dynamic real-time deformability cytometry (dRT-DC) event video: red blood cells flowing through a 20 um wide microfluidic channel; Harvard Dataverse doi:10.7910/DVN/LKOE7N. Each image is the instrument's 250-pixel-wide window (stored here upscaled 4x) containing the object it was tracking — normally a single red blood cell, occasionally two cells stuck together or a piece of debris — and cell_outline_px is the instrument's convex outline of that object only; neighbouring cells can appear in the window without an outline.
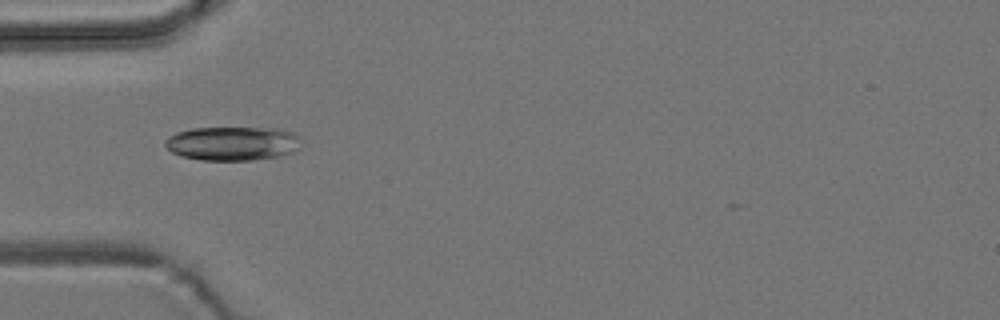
{"species": "common noctule bat (a hibernating species)", "species_latin": "Nyctalus noctula", "temperature_condition": "room temperature", "stored_images_in_passage": 5, "camera_frame_rate_fps": 3000, "um_per_image_px": 0.085, "animal": {"sex": "male", "body_mass_g": 19.2, "forearm_length_mm": 51.8}, "frame": {"image": 1, "passage_image": 3, "time_ms": 0.667, "image_size_px": [1000, 320], "cell_outline_px": [[296, 148], [292, 152], [280, 156], [252, 160], [204, 160], [180, 156], [172, 152], [164, 144], [164, 140], [168, 136], [176, 132], [192, 128], [280, 128], [292, 132], [296, 136]], "centroid_in_image_um": [19.68, 12.19], "position_along_channel_um": 65.3, "area_um2": 26.7}}
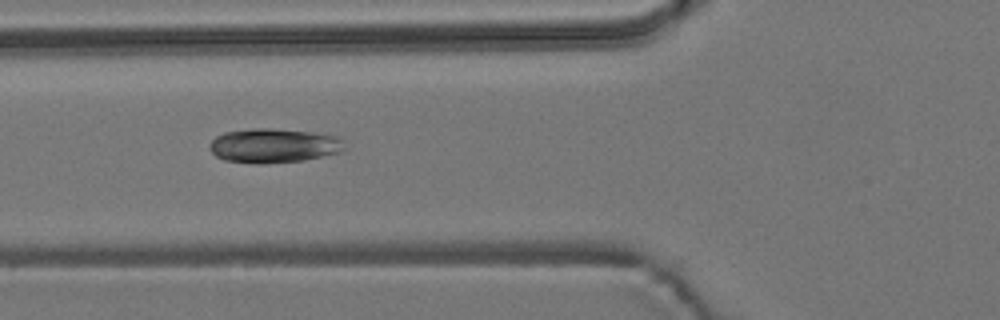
{"frame": {"image": 2, "passage_image": 4, "time_ms": 1.0, "image_size_px": [1000, 320], "cell_outline_px": [[344, 148], [340, 152], [304, 160], [264, 164], [256, 164], [224, 160], [216, 156], [208, 148], [208, 144], [216, 136], [224, 132], [252, 128], [272, 128], [312, 132], [336, 136], [340, 140]], "centroid_in_image_um": [23.19, 12.38], "position_along_channel_um": 102.6, "area_um2": 26.99}}
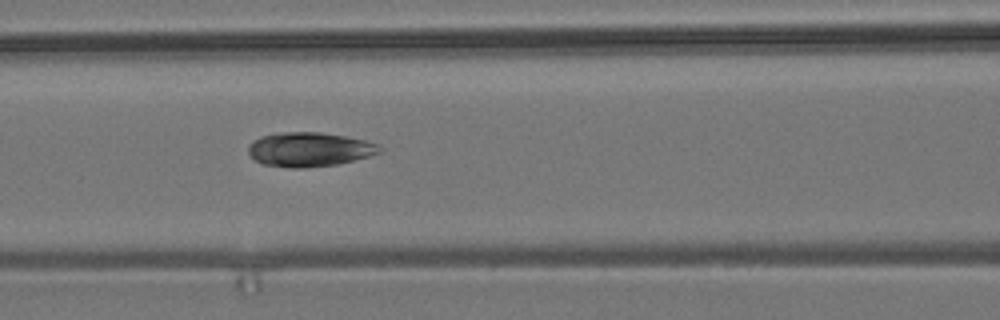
{"frame": {"image": 3, "passage_image": 5, "time_ms": 1.333, "image_size_px": [1000, 320], "cell_outline_px": [[380, 152], [368, 156], [336, 164], [300, 168], [292, 168], [260, 164], [248, 152], [248, 144], [252, 140], [260, 136], [284, 132], [320, 132], [344, 136], [364, 140], [376, 144], [380, 148]], "centroid_in_image_um": [26.22, 12.7], "position_along_channel_um": 140.4, "area_um2": 25.95}}